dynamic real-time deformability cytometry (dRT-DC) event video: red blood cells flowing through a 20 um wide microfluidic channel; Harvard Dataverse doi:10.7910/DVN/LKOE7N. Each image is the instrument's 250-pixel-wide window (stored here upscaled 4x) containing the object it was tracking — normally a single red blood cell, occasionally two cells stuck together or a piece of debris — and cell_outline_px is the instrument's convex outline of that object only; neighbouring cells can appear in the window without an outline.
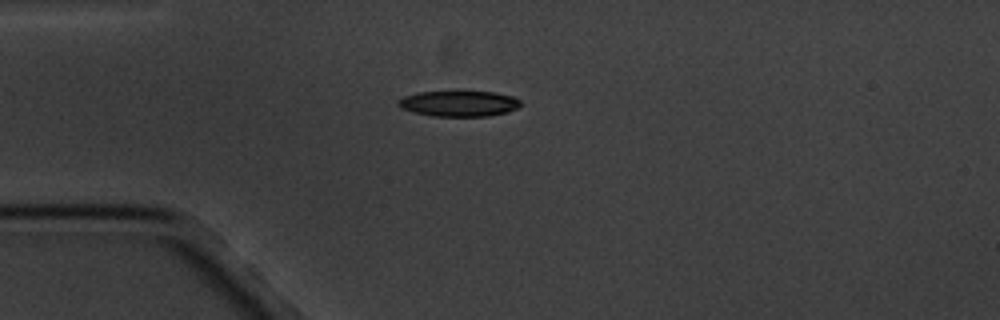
{"species": "common noctule bat (a hibernating species)", "species_latin": "Nyctalus noctula", "temperature_condition": "cold", "stored_images_in_passage": 4, "camera_frame_rate_fps": 3000, "um_per_image_px": 0.085, "animal": {"sex": "male", "body_mass_g": 20.1, "forearm_length_mm": 53.5}, "frame": {"image": 1, "passage_image": 4, "time_ms": 4.333, "image_size_px": [1000, 320], "cell_outline_px": [[520, 104], [516, 108], [508, 112], [488, 116], [432, 116], [412, 112], [400, 108], [396, 104], [396, 100], [404, 96], [416, 92], [496, 92], [512, 96], [520, 100]], "centroid_in_image_um": [38.95, 8.81], "position_along_channel_um": 46.0, "area_um2": 18.38}}